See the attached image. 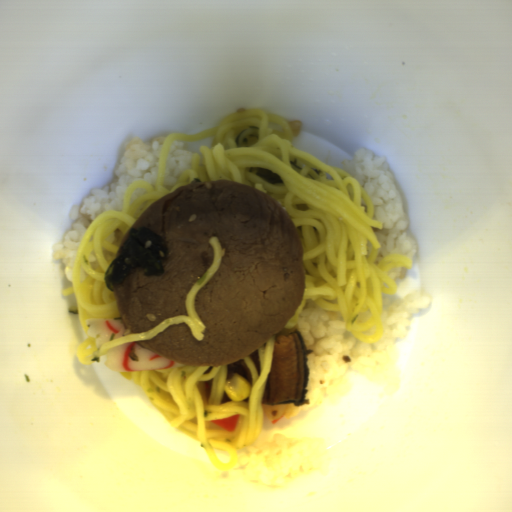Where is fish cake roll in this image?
I'll use <instances>...</instances> for the list:
<instances>
[{
    "label": "fish cake roll",
    "mask_w": 512,
    "mask_h": 512,
    "mask_svg": "<svg viewBox=\"0 0 512 512\" xmlns=\"http://www.w3.org/2000/svg\"><path fill=\"white\" fill-rule=\"evenodd\" d=\"M105 366L116 373H131L182 368L185 364L171 361L138 345L125 342L106 351Z\"/></svg>",
    "instance_id": "14b837c1"
},
{
    "label": "fish cake roll",
    "mask_w": 512,
    "mask_h": 512,
    "mask_svg": "<svg viewBox=\"0 0 512 512\" xmlns=\"http://www.w3.org/2000/svg\"><path fill=\"white\" fill-rule=\"evenodd\" d=\"M89 328L87 334L95 339L96 346L101 347L107 342L130 335L122 324L121 318L86 319Z\"/></svg>",
    "instance_id": "80858fc9"
}]
</instances>
